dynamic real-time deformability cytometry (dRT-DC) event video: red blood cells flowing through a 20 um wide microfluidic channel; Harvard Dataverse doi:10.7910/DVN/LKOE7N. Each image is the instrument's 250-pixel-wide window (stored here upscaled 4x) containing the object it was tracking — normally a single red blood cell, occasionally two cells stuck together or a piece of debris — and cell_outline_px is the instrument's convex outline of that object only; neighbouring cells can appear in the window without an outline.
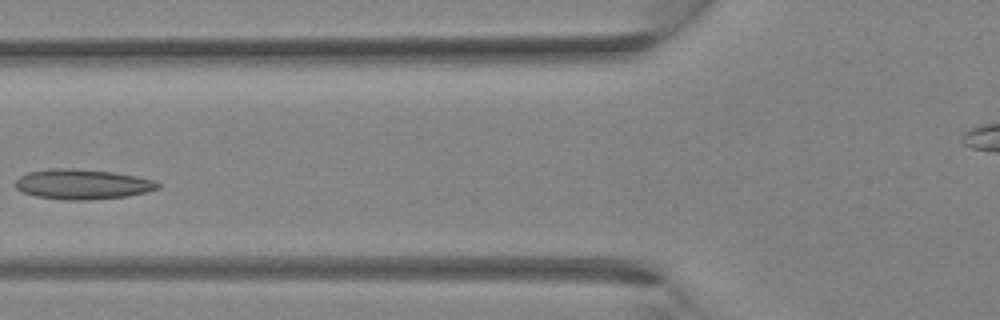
{"species": "Egyptian fruit bat (a non-hibernating species)", "species_latin": "Rousettus aegyptiacus", "temperature_condition": "room temperature", "stored_images_in_passage": 31, "camera_frame_rate_fps": 3000, "um_per_image_px": 0.085, "animal": {"sex": "female"}, "frame": {"image": 1, "passage_image": 9, "time_ms": 2.667, "image_size_px": [1000, 320], "cell_outline_px": [[160, 188], [148, 192], [128, 196], [92, 200], [68, 200], [36, 196], [20, 192], [16, 188], [16, 180], [20, 176], [28, 172], [52, 168], [72, 168], [112, 172], [136, 176], [152, 180], [160, 184]], "centroid_in_image_um": [7.01, 15.66], "position_along_channel_um": 118.8, "area_um2": 25.03}}
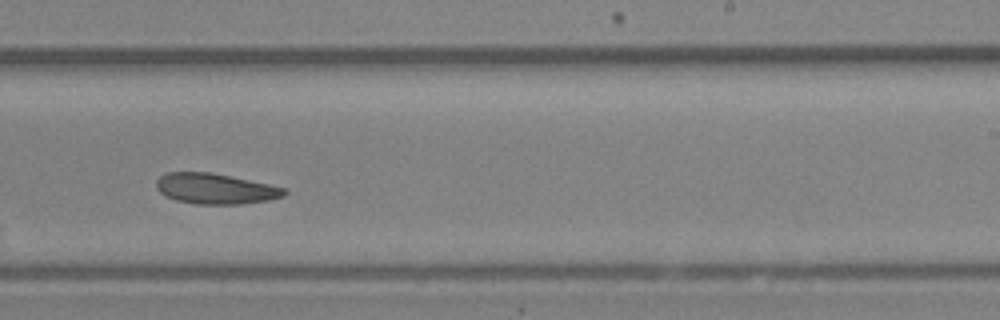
{"frame": {"image": 2, "passage_image": 17, "time_ms": 5.333, "image_size_px": [1000, 320], "cell_outline_px": [[288, 192], [284, 196], [268, 200], [240, 204], [196, 204], [176, 200], [160, 192], [156, 188], [156, 180], [160, 176], [168, 172], [208, 172], [268, 184], [284, 188]], "centroid_in_image_um": [18.29, 16.04], "position_along_channel_um": 270.7, "area_um2": 22.48}}
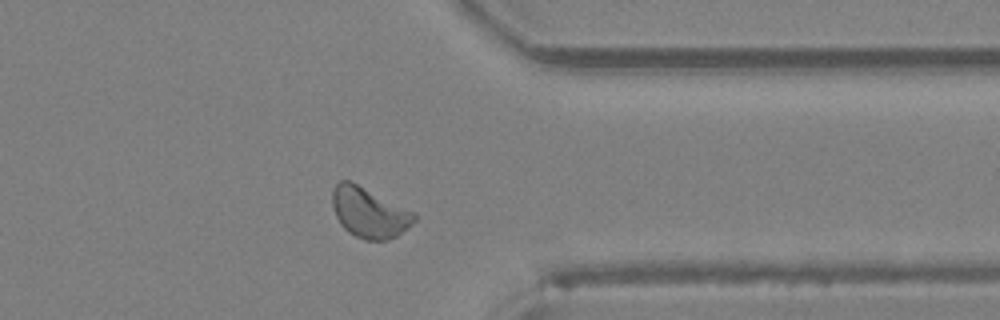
{"frame": {"image": 3, "passage_image": 23, "time_ms": 7.333, "image_size_px": [1000, 320], "cell_outline_px": [[416, 220], [408, 228], [396, 236], [384, 240], [364, 240], [348, 232], [340, 224], [332, 208], [332, 188], [340, 180], [352, 180], [412, 212], [416, 216]], "centroid_in_image_um": [31.33, 18.05], "position_along_channel_um": 380.1, "area_um2": 23.93}}